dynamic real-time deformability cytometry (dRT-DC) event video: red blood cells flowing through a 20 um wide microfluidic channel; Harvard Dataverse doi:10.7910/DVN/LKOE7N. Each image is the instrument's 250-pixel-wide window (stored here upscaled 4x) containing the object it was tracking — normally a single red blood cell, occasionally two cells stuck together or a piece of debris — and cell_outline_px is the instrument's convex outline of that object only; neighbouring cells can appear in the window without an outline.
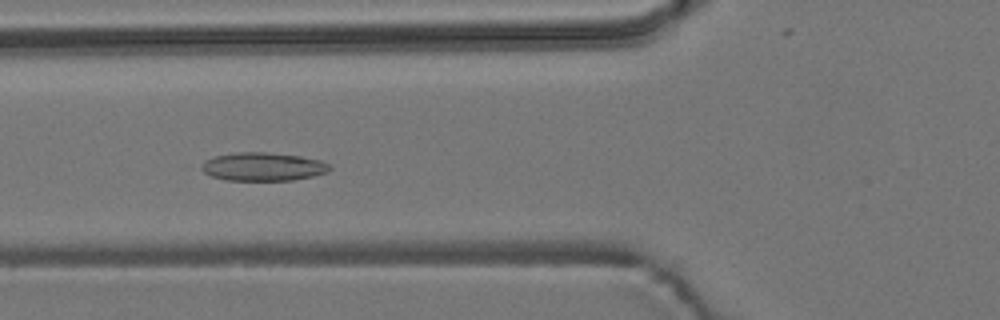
{"species": "common noctule bat (a hibernating species)", "species_latin": "Nyctalus noctula", "temperature_condition": "room temperature", "stored_images_in_passage": 43, "camera_frame_rate_fps": 3000, "um_per_image_px": 0.085, "animal": {"sex": "male", "body_mass_g": 19.2, "forearm_length_mm": 51.8}, "frame": {"image": 1, "passage_image": 7, "time_ms": 2.0, "image_size_px": [1000, 320], "cell_outline_px": [[332, 168], [328, 172], [312, 176], [292, 180], [224, 180], [212, 176], [204, 172], [200, 168], [204, 160], [216, 156], [236, 152], [268, 152], [300, 156], [320, 160], [332, 164]], "centroid_in_image_um": [22.38, 14.16], "position_along_channel_um": 103.4, "area_um2": 21.27}}
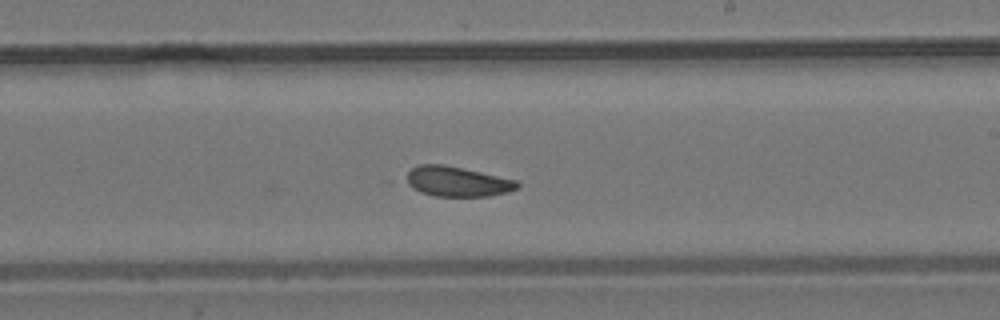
{"frame": {"image": 2, "passage_image": 19, "time_ms": 6.0, "image_size_px": [1000, 320], "cell_outline_px": [[520, 188], [508, 192], [488, 196], [436, 196], [420, 192], [404, 184], [400, 180], [412, 168], [420, 164], [444, 164], [516, 180], [520, 184]], "centroid_in_image_um": [38.78, 15.43], "position_along_channel_um": 250.2, "area_um2": 19.71}}
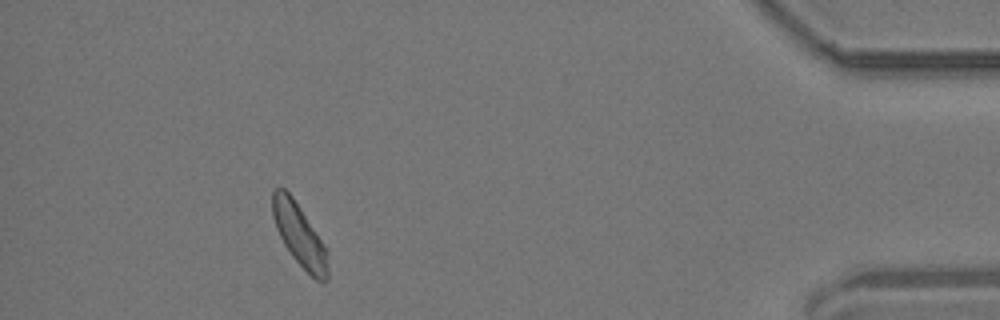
{"frame": {"image": 3, "passage_image": 37, "time_ms": 12.0, "image_size_px": [1000, 320], "cell_outline_px": [[328, 280], [316, 280], [292, 256], [284, 244], [276, 228], [272, 216], [272, 192], [276, 188], [284, 188], [292, 196], [324, 244], [328, 252]], "centroid_in_image_um": [25.44, 19.97], "position_along_channel_um": 409.8, "area_um2": 19.77}, "authors_computed_cell_mechanics": {"area_um2": 19.8254, "velocity_mm_per_s": 3.6716, "shape_relaxation_time_tau1_ms": null, "shape_relaxation_time_tau2_ms": 3.3125, "deformation_change_tau1": null, "deformation_change_tau2": 0.0691}}